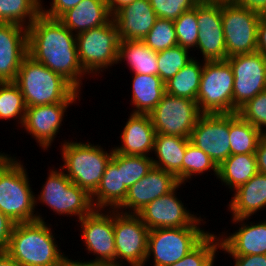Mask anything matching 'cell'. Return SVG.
<instances>
[{"label": "cell", "instance_id": "32", "mask_svg": "<svg viewBox=\"0 0 266 266\" xmlns=\"http://www.w3.org/2000/svg\"><path fill=\"white\" fill-rule=\"evenodd\" d=\"M203 66L204 60L201 63L197 60V57H194L175 76L165 82V92L173 96L196 101Z\"/></svg>", "mask_w": 266, "mask_h": 266}, {"label": "cell", "instance_id": "2", "mask_svg": "<svg viewBox=\"0 0 266 266\" xmlns=\"http://www.w3.org/2000/svg\"><path fill=\"white\" fill-rule=\"evenodd\" d=\"M51 226L40 220L15 223L5 252L20 266H64L67 256Z\"/></svg>", "mask_w": 266, "mask_h": 266}, {"label": "cell", "instance_id": "9", "mask_svg": "<svg viewBox=\"0 0 266 266\" xmlns=\"http://www.w3.org/2000/svg\"><path fill=\"white\" fill-rule=\"evenodd\" d=\"M234 76L224 61H204L200 87L196 97L202 114L233 113Z\"/></svg>", "mask_w": 266, "mask_h": 266}, {"label": "cell", "instance_id": "44", "mask_svg": "<svg viewBox=\"0 0 266 266\" xmlns=\"http://www.w3.org/2000/svg\"><path fill=\"white\" fill-rule=\"evenodd\" d=\"M15 223L0 211V251L8 247Z\"/></svg>", "mask_w": 266, "mask_h": 266}, {"label": "cell", "instance_id": "35", "mask_svg": "<svg viewBox=\"0 0 266 266\" xmlns=\"http://www.w3.org/2000/svg\"><path fill=\"white\" fill-rule=\"evenodd\" d=\"M26 110L19 87L14 82H0V120H16L21 128Z\"/></svg>", "mask_w": 266, "mask_h": 266}, {"label": "cell", "instance_id": "37", "mask_svg": "<svg viewBox=\"0 0 266 266\" xmlns=\"http://www.w3.org/2000/svg\"><path fill=\"white\" fill-rule=\"evenodd\" d=\"M209 170V171H208ZM215 177L218 176V166L213 162L209 155L204 153L193 143L187 144L184 159L182 161V184L192 180L193 176L203 175L212 172Z\"/></svg>", "mask_w": 266, "mask_h": 266}, {"label": "cell", "instance_id": "14", "mask_svg": "<svg viewBox=\"0 0 266 266\" xmlns=\"http://www.w3.org/2000/svg\"><path fill=\"white\" fill-rule=\"evenodd\" d=\"M183 184H178L172 191L156 198L147 204L137 215L149 228H179L185 226H201L206 223L201 214L197 217L187 209L182 200L177 196V189ZM202 221V222H201Z\"/></svg>", "mask_w": 266, "mask_h": 266}, {"label": "cell", "instance_id": "19", "mask_svg": "<svg viewBox=\"0 0 266 266\" xmlns=\"http://www.w3.org/2000/svg\"><path fill=\"white\" fill-rule=\"evenodd\" d=\"M73 103L77 101L27 107L21 127L39 143L41 149L49 150L60 131L68 106Z\"/></svg>", "mask_w": 266, "mask_h": 266}, {"label": "cell", "instance_id": "16", "mask_svg": "<svg viewBox=\"0 0 266 266\" xmlns=\"http://www.w3.org/2000/svg\"><path fill=\"white\" fill-rule=\"evenodd\" d=\"M190 142L219 166L230 156L229 113L201 114Z\"/></svg>", "mask_w": 266, "mask_h": 266}, {"label": "cell", "instance_id": "11", "mask_svg": "<svg viewBox=\"0 0 266 266\" xmlns=\"http://www.w3.org/2000/svg\"><path fill=\"white\" fill-rule=\"evenodd\" d=\"M148 233L149 228L137 214H125L114 210V243L117 266L146 265Z\"/></svg>", "mask_w": 266, "mask_h": 266}, {"label": "cell", "instance_id": "26", "mask_svg": "<svg viewBox=\"0 0 266 266\" xmlns=\"http://www.w3.org/2000/svg\"><path fill=\"white\" fill-rule=\"evenodd\" d=\"M190 138L176 135L156 134L152 156L153 166L172 173L182 184V161ZM158 159V160H157Z\"/></svg>", "mask_w": 266, "mask_h": 266}, {"label": "cell", "instance_id": "31", "mask_svg": "<svg viewBox=\"0 0 266 266\" xmlns=\"http://www.w3.org/2000/svg\"><path fill=\"white\" fill-rule=\"evenodd\" d=\"M230 155L255 154L263 133L238 113H229Z\"/></svg>", "mask_w": 266, "mask_h": 266}, {"label": "cell", "instance_id": "8", "mask_svg": "<svg viewBox=\"0 0 266 266\" xmlns=\"http://www.w3.org/2000/svg\"><path fill=\"white\" fill-rule=\"evenodd\" d=\"M209 233L200 226L149 230L145 263L153 255L152 266L171 265L194 249Z\"/></svg>", "mask_w": 266, "mask_h": 266}, {"label": "cell", "instance_id": "6", "mask_svg": "<svg viewBox=\"0 0 266 266\" xmlns=\"http://www.w3.org/2000/svg\"><path fill=\"white\" fill-rule=\"evenodd\" d=\"M52 168L40 194L35 195V207L42 203L59 216H77V221L90 214L95 209L91 195L72 183L61 168Z\"/></svg>", "mask_w": 266, "mask_h": 266}, {"label": "cell", "instance_id": "22", "mask_svg": "<svg viewBox=\"0 0 266 266\" xmlns=\"http://www.w3.org/2000/svg\"><path fill=\"white\" fill-rule=\"evenodd\" d=\"M120 41L143 40L158 19L149 0H135L112 15Z\"/></svg>", "mask_w": 266, "mask_h": 266}, {"label": "cell", "instance_id": "15", "mask_svg": "<svg viewBox=\"0 0 266 266\" xmlns=\"http://www.w3.org/2000/svg\"><path fill=\"white\" fill-rule=\"evenodd\" d=\"M78 223L85 249L96 257L90 261L109 262L116 265L114 210L94 209Z\"/></svg>", "mask_w": 266, "mask_h": 266}, {"label": "cell", "instance_id": "5", "mask_svg": "<svg viewBox=\"0 0 266 266\" xmlns=\"http://www.w3.org/2000/svg\"><path fill=\"white\" fill-rule=\"evenodd\" d=\"M60 144V154L64 162L60 168L72 183L92 195L98 188L106 165L113 155V147L108 153L101 145H94L89 141L64 140Z\"/></svg>", "mask_w": 266, "mask_h": 266}, {"label": "cell", "instance_id": "25", "mask_svg": "<svg viewBox=\"0 0 266 266\" xmlns=\"http://www.w3.org/2000/svg\"><path fill=\"white\" fill-rule=\"evenodd\" d=\"M228 211L233 218L256 215L266 208V174L256 173L247 183L233 191ZM262 209V210H261Z\"/></svg>", "mask_w": 266, "mask_h": 266}, {"label": "cell", "instance_id": "45", "mask_svg": "<svg viewBox=\"0 0 266 266\" xmlns=\"http://www.w3.org/2000/svg\"><path fill=\"white\" fill-rule=\"evenodd\" d=\"M232 256L234 266H266L265 254L229 255Z\"/></svg>", "mask_w": 266, "mask_h": 266}, {"label": "cell", "instance_id": "33", "mask_svg": "<svg viewBox=\"0 0 266 266\" xmlns=\"http://www.w3.org/2000/svg\"><path fill=\"white\" fill-rule=\"evenodd\" d=\"M41 14V0H0V22L28 28Z\"/></svg>", "mask_w": 266, "mask_h": 266}, {"label": "cell", "instance_id": "1", "mask_svg": "<svg viewBox=\"0 0 266 266\" xmlns=\"http://www.w3.org/2000/svg\"><path fill=\"white\" fill-rule=\"evenodd\" d=\"M28 55L61 75L77 91L88 74L79 59L74 35L63 23L42 13L27 28ZM87 75V76H86Z\"/></svg>", "mask_w": 266, "mask_h": 266}, {"label": "cell", "instance_id": "48", "mask_svg": "<svg viewBox=\"0 0 266 266\" xmlns=\"http://www.w3.org/2000/svg\"><path fill=\"white\" fill-rule=\"evenodd\" d=\"M234 4L266 15V0H237Z\"/></svg>", "mask_w": 266, "mask_h": 266}, {"label": "cell", "instance_id": "21", "mask_svg": "<svg viewBox=\"0 0 266 266\" xmlns=\"http://www.w3.org/2000/svg\"><path fill=\"white\" fill-rule=\"evenodd\" d=\"M27 55V28L0 22V82H14Z\"/></svg>", "mask_w": 266, "mask_h": 266}, {"label": "cell", "instance_id": "36", "mask_svg": "<svg viewBox=\"0 0 266 266\" xmlns=\"http://www.w3.org/2000/svg\"><path fill=\"white\" fill-rule=\"evenodd\" d=\"M221 249L219 235L209 233L194 249L179 261L168 266H214ZM216 258V259H215Z\"/></svg>", "mask_w": 266, "mask_h": 266}, {"label": "cell", "instance_id": "42", "mask_svg": "<svg viewBox=\"0 0 266 266\" xmlns=\"http://www.w3.org/2000/svg\"><path fill=\"white\" fill-rule=\"evenodd\" d=\"M158 18L175 21L201 0H149Z\"/></svg>", "mask_w": 266, "mask_h": 266}, {"label": "cell", "instance_id": "3", "mask_svg": "<svg viewBox=\"0 0 266 266\" xmlns=\"http://www.w3.org/2000/svg\"><path fill=\"white\" fill-rule=\"evenodd\" d=\"M23 164L14 155L0 152V211L14 223L44 221L35 210V193Z\"/></svg>", "mask_w": 266, "mask_h": 266}, {"label": "cell", "instance_id": "38", "mask_svg": "<svg viewBox=\"0 0 266 266\" xmlns=\"http://www.w3.org/2000/svg\"><path fill=\"white\" fill-rule=\"evenodd\" d=\"M190 51L182 46H175L157 52L158 76L165 83L175 76L194 57Z\"/></svg>", "mask_w": 266, "mask_h": 266}, {"label": "cell", "instance_id": "20", "mask_svg": "<svg viewBox=\"0 0 266 266\" xmlns=\"http://www.w3.org/2000/svg\"><path fill=\"white\" fill-rule=\"evenodd\" d=\"M249 219V217L232 218V223H238L240 227L233 233L228 234L224 231L219 234L220 252L222 250L228 255H266V220L254 223L248 222Z\"/></svg>", "mask_w": 266, "mask_h": 266}, {"label": "cell", "instance_id": "39", "mask_svg": "<svg viewBox=\"0 0 266 266\" xmlns=\"http://www.w3.org/2000/svg\"><path fill=\"white\" fill-rule=\"evenodd\" d=\"M142 41L155 52L177 46L178 42L174 22L172 20L158 18Z\"/></svg>", "mask_w": 266, "mask_h": 266}, {"label": "cell", "instance_id": "18", "mask_svg": "<svg viewBox=\"0 0 266 266\" xmlns=\"http://www.w3.org/2000/svg\"><path fill=\"white\" fill-rule=\"evenodd\" d=\"M178 184L172 173L153 166L142 179L128 189L124 202L116 210L125 214H137L147 204L168 194Z\"/></svg>", "mask_w": 266, "mask_h": 266}, {"label": "cell", "instance_id": "52", "mask_svg": "<svg viewBox=\"0 0 266 266\" xmlns=\"http://www.w3.org/2000/svg\"><path fill=\"white\" fill-rule=\"evenodd\" d=\"M209 3H216V4H232L235 3L237 0H203Z\"/></svg>", "mask_w": 266, "mask_h": 266}, {"label": "cell", "instance_id": "40", "mask_svg": "<svg viewBox=\"0 0 266 266\" xmlns=\"http://www.w3.org/2000/svg\"><path fill=\"white\" fill-rule=\"evenodd\" d=\"M173 22L176 30L178 45L188 49L189 51H196L199 33L196 6L185 11Z\"/></svg>", "mask_w": 266, "mask_h": 266}, {"label": "cell", "instance_id": "41", "mask_svg": "<svg viewBox=\"0 0 266 266\" xmlns=\"http://www.w3.org/2000/svg\"><path fill=\"white\" fill-rule=\"evenodd\" d=\"M237 113L263 134L266 133V90L249 100Z\"/></svg>", "mask_w": 266, "mask_h": 266}, {"label": "cell", "instance_id": "50", "mask_svg": "<svg viewBox=\"0 0 266 266\" xmlns=\"http://www.w3.org/2000/svg\"><path fill=\"white\" fill-rule=\"evenodd\" d=\"M111 15L116 13L120 8L132 3L135 0H106Z\"/></svg>", "mask_w": 266, "mask_h": 266}, {"label": "cell", "instance_id": "7", "mask_svg": "<svg viewBox=\"0 0 266 266\" xmlns=\"http://www.w3.org/2000/svg\"><path fill=\"white\" fill-rule=\"evenodd\" d=\"M119 42L113 19L76 35L78 59L83 70L94 78L117 64Z\"/></svg>", "mask_w": 266, "mask_h": 266}, {"label": "cell", "instance_id": "47", "mask_svg": "<svg viewBox=\"0 0 266 266\" xmlns=\"http://www.w3.org/2000/svg\"><path fill=\"white\" fill-rule=\"evenodd\" d=\"M257 170L266 174V133H264L259 141L255 151Z\"/></svg>", "mask_w": 266, "mask_h": 266}, {"label": "cell", "instance_id": "24", "mask_svg": "<svg viewBox=\"0 0 266 266\" xmlns=\"http://www.w3.org/2000/svg\"><path fill=\"white\" fill-rule=\"evenodd\" d=\"M111 19L106 0H82L59 18L74 35L103 26Z\"/></svg>", "mask_w": 266, "mask_h": 266}, {"label": "cell", "instance_id": "43", "mask_svg": "<svg viewBox=\"0 0 266 266\" xmlns=\"http://www.w3.org/2000/svg\"><path fill=\"white\" fill-rule=\"evenodd\" d=\"M50 8L43 6V0H41V13L47 17L59 19L66 11L77 6L82 0H51Z\"/></svg>", "mask_w": 266, "mask_h": 266}, {"label": "cell", "instance_id": "23", "mask_svg": "<svg viewBox=\"0 0 266 266\" xmlns=\"http://www.w3.org/2000/svg\"><path fill=\"white\" fill-rule=\"evenodd\" d=\"M127 119L120 134L121 143L113 150L122 155L148 156L153 154L155 129L149 114H133Z\"/></svg>", "mask_w": 266, "mask_h": 266}, {"label": "cell", "instance_id": "51", "mask_svg": "<svg viewBox=\"0 0 266 266\" xmlns=\"http://www.w3.org/2000/svg\"><path fill=\"white\" fill-rule=\"evenodd\" d=\"M0 266H20L5 251H0Z\"/></svg>", "mask_w": 266, "mask_h": 266}, {"label": "cell", "instance_id": "27", "mask_svg": "<svg viewBox=\"0 0 266 266\" xmlns=\"http://www.w3.org/2000/svg\"><path fill=\"white\" fill-rule=\"evenodd\" d=\"M131 103L136 109L133 114H149L161 101L165 83L157 75L133 74Z\"/></svg>", "mask_w": 266, "mask_h": 266}, {"label": "cell", "instance_id": "30", "mask_svg": "<svg viewBox=\"0 0 266 266\" xmlns=\"http://www.w3.org/2000/svg\"><path fill=\"white\" fill-rule=\"evenodd\" d=\"M256 173L257 162L255 154H236L230 155L218 166L219 179L230 191L247 183ZM227 185V186H226Z\"/></svg>", "mask_w": 266, "mask_h": 266}, {"label": "cell", "instance_id": "12", "mask_svg": "<svg viewBox=\"0 0 266 266\" xmlns=\"http://www.w3.org/2000/svg\"><path fill=\"white\" fill-rule=\"evenodd\" d=\"M201 114L195 100L166 93L149 116L156 134L190 138Z\"/></svg>", "mask_w": 266, "mask_h": 266}, {"label": "cell", "instance_id": "34", "mask_svg": "<svg viewBox=\"0 0 266 266\" xmlns=\"http://www.w3.org/2000/svg\"><path fill=\"white\" fill-rule=\"evenodd\" d=\"M111 159L120 168L121 188L129 189L153 167L152 157L122 155L113 151Z\"/></svg>", "mask_w": 266, "mask_h": 266}, {"label": "cell", "instance_id": "4", "mask_svg": "<svg viewBox=\"0 0 266 266\" xmlns=\"http://www.w3.org/2000/svg\"><path fill=\"white\" fill-rule=\"evenodd\" d=\"M14 83L21 90L27 107L77 101V91L61 75L27 55L21 62Z\"/></svg>", "mask_w": 266, "mask_h": 266}, {"label": "cell", "instance_id": "49", "mask_svg": "<svg viewBox=\"0 0 266 266\" xmlns=\"http://www.w3.org/2000/svg\"><path fill=\"white\" fill-rule=\"evenodd\" d=\"M64 266H117L113 263H109V262H99V261H84L83 260H72L69 259L68 255L65 261Z\"/></svg>", "mask_w": 266, "mask_h": 266}, {"label": "cell", "instance_id": "10", "mask_svg": "<svg viewBox=\"0 0 266 266\" xmlns=\"http://www.w3.org/2000/svg\"><path fill=\"white\" fill-rule=\"evenodd\" d=\"M221 16L226 59L256 52L257 28L261 14L232 3L221 4Z\"/></svg>", "mask_w": 266, "mask_h": 266}, {"label": "cell", "instance_id": "28", "mask_svg": "<svg viewBox=\"0 0 266 266\" xmlns=\"http://www.w3.org/2000/svg\"><path fill=\"white\" fill-rule=\"evenodd\" d=\"M127 188H121L120 168L110 159L101 182L91 195L95 209L116 210L125 200Z\"/></svg>", "mask_w": 266, "mask_h": 266}, {"label": "cell", "instance_id": "29", "mask_svg": "<svg viewBox=\"0 0 266 266\" xmlns=\"http://www.w3.org/2000/svg\"><path fill=\"white\" fill-rule=\"evenodd\" d=\"M126 61L133 74L157 75V52L150 49L142 40L120 41L117 64Z\"/></svg>", "mask_w": 266, "mask_h": 266}, {"label": "cell", "instance_id": "17", "mask_svg": "<svg viewBox=\"0 0 266 266\" xmlns=\"http://www.w3.org/2000/svg\"><path fill=\"white\" fill-rule=\"evenodd\" d=\"M196 15L199 26L196 50L203 56L201 62L226 60L221 4L201 0L196 5Z\"/></svg>", "mask_w": 266, "mask_h": 266}, {"label": "cell", "instance_id": "13", "mask_svg": "<svg viewBox=\"0 0 266 266\" xmlns=\"http://www.w3.org/2000/svg\"><path fill=\"white\" fill-rule=\"evenodd\" d=\"M233 76V113L257 94L266 90V58L260 53L239 54L228 57Z\"/></svg>", "mask_w": 266, "mask_h": 266}, {"label": "cell", "instance_id": "46", "mask_svg": "<svg viewBox=\"0 0 266 266\" xmlns=\"http://www.w3.org/2000/svg\"><path fill=\"white\" fill-rule=\"evenodd\" d=\"M256 52L260 53L264 58H266V15H261L258 24Z\"/></svg>", "mask_w": 266, "mask_h": 266}]
</instances>
